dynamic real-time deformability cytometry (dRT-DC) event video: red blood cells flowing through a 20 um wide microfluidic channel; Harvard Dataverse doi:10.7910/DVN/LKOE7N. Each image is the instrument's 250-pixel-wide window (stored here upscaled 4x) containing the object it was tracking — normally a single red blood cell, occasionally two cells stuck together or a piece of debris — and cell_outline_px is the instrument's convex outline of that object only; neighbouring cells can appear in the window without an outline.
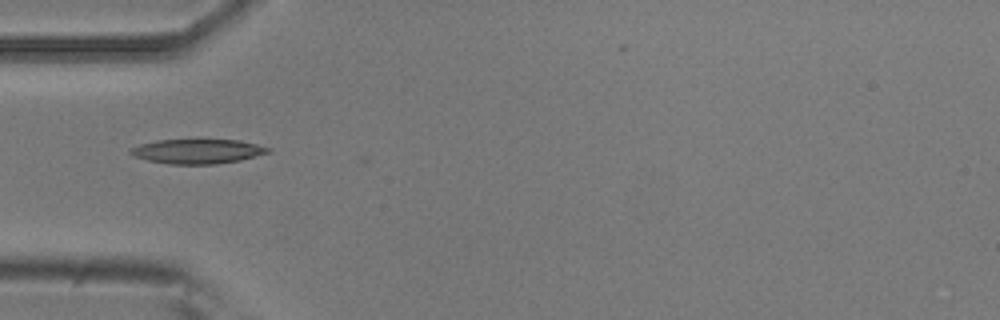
{"species": "common noctule bat (a hibernating species)", "species_latin": "Nyctalus noctula", "temperature_condition": "room temperature", "stored_images_in_passage": 7, "camera_frame_rate_fps": 3000, "um_per_image_px": 0.085, "animal": {"sex": "male", "body_mass_g": 20.5, "forearm_length_mm": 52.5}, "frame": {"image": 1, "passage_image": 4, "time_ms": 1.0, "image_size_px": [1000, 320], "cell_outline_px": [[272, 152], [240, 160], [216, 164], [168, 164], [148, 160], [132, 156], [128, 152], [132, 148], [140, 144], [156, 140], [200, 136], [240, 140], [272, 148]], "centroid_in_image_um": [16.81, 12.8], "position_along_channel_um": 68.2, "area_um2": 20.92}}
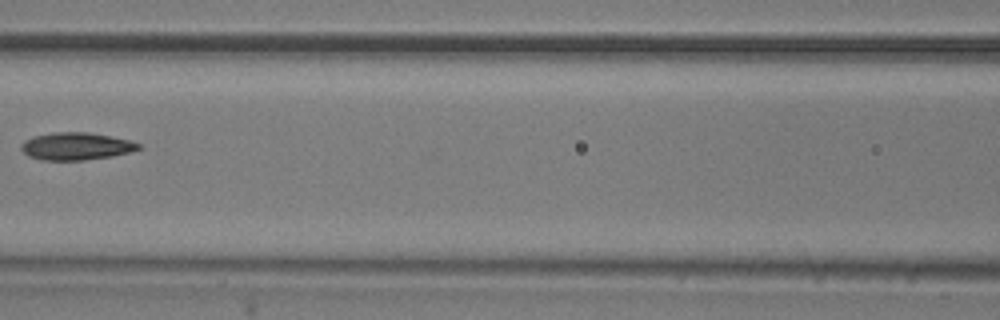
{"frame": {"image": 2, "passage_image": 6, "time_ms": 1.667, "image_size_px": [1000, 320], "cell_outline_px": [[140, 148], [128, 152], [112, 156], [84, 160], [40, 160], [28, 156], [20, 148], [20, 144], [24, 140], [32, 136], [52, 132], [88, 132], [128, 140], [140, 144]], "centroid_in_image_um": [6.39, 12.43], "position_along_channel_um": 160.2, "area_um2": 18.73}}
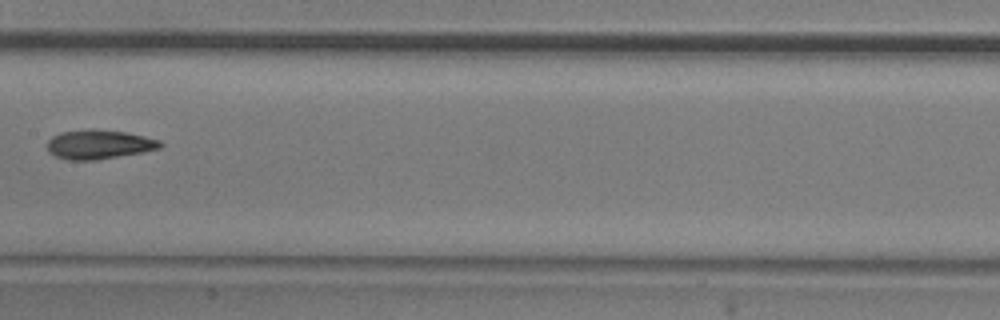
{"frame": {"image": 3, "passage_image": 7, "time_ms": 2.0, "image_size_px": [1000, 320], "cell_outline_px": [[164, 144], [160, 148], [140, 152], [96, 160], [68, 160], [56, 156], [48, 148], [48, 140], [52, 136], [60, 132], [88, 128], [96, 128], [128, 132], [160, 140]], "centroid_in_image_um": [8.42, 12.25], "position_along_channel_um": 199.0, "area_um2": 19.31}}